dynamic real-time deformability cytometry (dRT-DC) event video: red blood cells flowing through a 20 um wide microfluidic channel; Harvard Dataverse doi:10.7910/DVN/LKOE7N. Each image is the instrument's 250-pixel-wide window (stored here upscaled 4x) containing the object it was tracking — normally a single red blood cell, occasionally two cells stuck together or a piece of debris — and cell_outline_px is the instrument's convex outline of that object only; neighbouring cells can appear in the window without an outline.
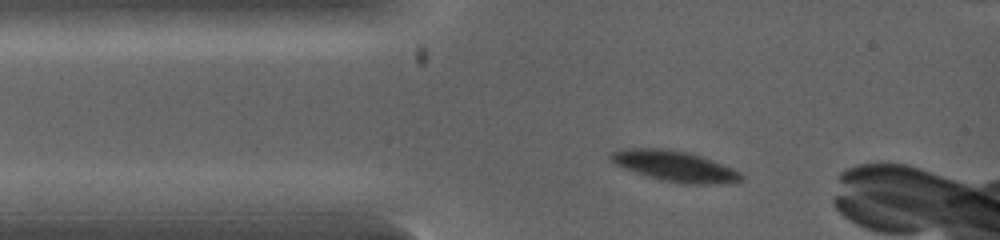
{"species": "common noctule bat (a hibernating species)", "species_latin": "Nyctalus noctula", "temperature_condition": "warm", "stored_images_in_passage": 3, "camera_frame_rate_fps": 5000, "um_per_image_px": 0.085, "animal": {"sex": "female", "body_mass_g": 19.0, "forearm_length_mm": 53.3}, "frame": {"image": 1, "passage_image": 1, "time_ms": 0.0, "image_size_px": [1000, 240], "cell_outline_px": [[744, 180], [708, 184], [680, 184], [648, 176], [624, 168], [616, 164], [608, 156], [612, 152], [628, 148], [668, 148], [688, 152], [700, 156], [732, 168], [740, 172], [744, 176]], "centroid_in_image_um": [57.35, 14.11], "position_along_channel_um": 27.6, "area_um2": 22.95}}